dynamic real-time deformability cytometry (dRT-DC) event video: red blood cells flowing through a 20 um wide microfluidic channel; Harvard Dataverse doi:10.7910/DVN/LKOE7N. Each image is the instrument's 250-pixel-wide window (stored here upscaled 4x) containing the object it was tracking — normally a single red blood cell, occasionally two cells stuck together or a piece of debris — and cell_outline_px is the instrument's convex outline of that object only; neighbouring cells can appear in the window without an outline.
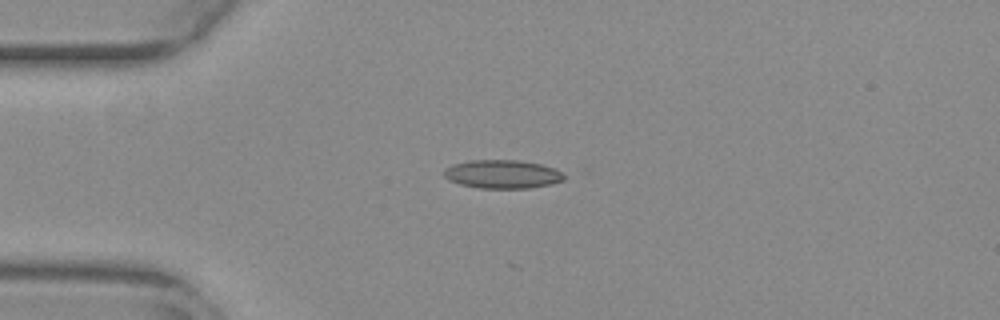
{"species": "common noctule bat (a hibernating species)", "species_latin": "Nyctalus noctula", "temperature_condition": "warm", "stored_images_in_passage": 14, "camera_frame_rate_fps": 3000, "um_per_image_px": 0.085, "animal": {"sex": "female", "body_mass_g": 29.2, "forearm_length_mm": 56.3}, "frame": {"image": 1, "passage_image": 1, "time_ms": 0.0, "image_size_px": [1000, 320], "cell_outline_px": [[564, 180], [552, 184], [528, 188], [476, 188], [460, 184], [448, 180], [444, 176], [444, 168], [452, 164], [468, 160], [520, 160], [540, 164], [556, 168], [564, 176]], "centroid_in_image_um": [42.68, 14.8], "position_along_channel_um": 42.3, "area_um2": 20.11}}
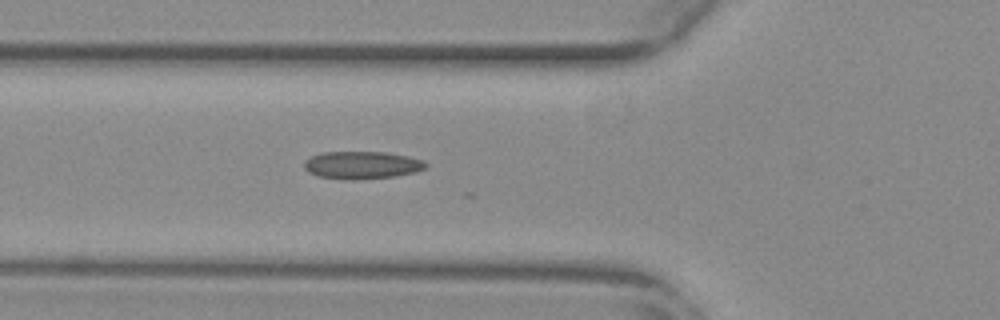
{"frame": {"image": 2, "passage_image": 7, "time_ms": 2.0, "image_size_px": [1000, 320], "cell_outline_px": [[428, 168], [416, 172], [396, 176], [356, 180], [344, 180], [316, 176], [308, 172], [304, 168], [304, 160], [312, 156], [324, 152], [384, 152], [408, 156], [424, 160], [428, 164]], "centroid_in_image_um": [30.78, 14.04], "position_along_channel_um": 95.0, "area_um2": 19.88}}
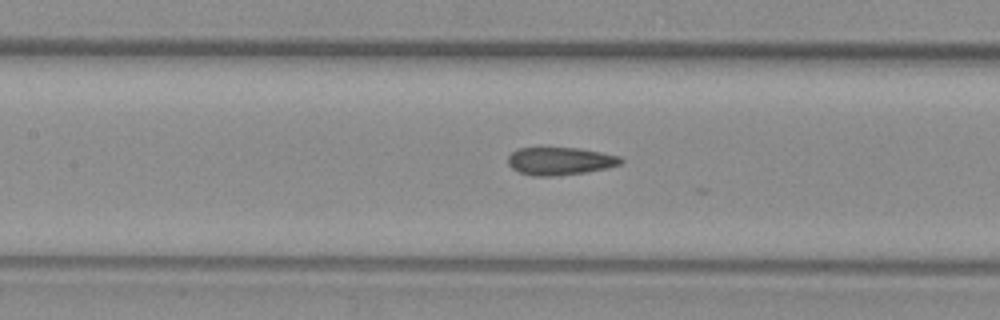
{"frame": {"image": 3, "passage_image": 12, "time_ms": 3.667, "image_size_px": [1000, 320], "cell_outline_px": [[624, 160], [620, 164], [608, 168], [584, 172], [556, 176], [532, 176], [520, 172], [512, 168], [508, 164], [508, 156], [516, 148], [580, 148], [620, 156]], "centroid_in_image_um": [47.6, 13.69], "position_along_channel_um": 159.8, "area_um2": 18.26}}